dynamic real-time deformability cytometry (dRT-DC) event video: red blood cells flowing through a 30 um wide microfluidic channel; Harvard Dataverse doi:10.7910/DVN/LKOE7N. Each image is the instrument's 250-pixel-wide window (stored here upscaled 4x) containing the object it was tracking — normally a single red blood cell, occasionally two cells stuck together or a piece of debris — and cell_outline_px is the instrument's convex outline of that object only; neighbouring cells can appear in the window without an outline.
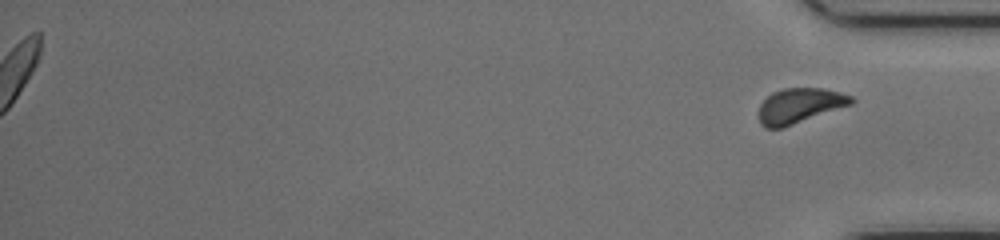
{"species": "common noctule bat (a hibernating species)", "species_latin": "Nyctalus noctula", "temperature_condition": "cold", "stored_images_in_passage": 40, "segment_of_instrument_passage": [2, 2], "camera_frame_rate_fps": 3000, "um_per_image_px": 0.085, "animal": {"sex": "female", "body_mass_g": 17.0, "forearm_length_mm": 48.0}, "frame": {"image": 1, "passage_image": 40, "time_ms": 13.0, "image_size_px": [1000, 240], "cell_outline_px": [[856, 100], [852, 104], [784, 128], [764, 128], [760, 124], [760, 104], [772, 92], [784, 88], [824, 88], [840, 92], [852, 96]], "centroid_in_image_um": [67.99, 8.98], "position_along_channel_um": 367.2, "area_um2": 18.96}}